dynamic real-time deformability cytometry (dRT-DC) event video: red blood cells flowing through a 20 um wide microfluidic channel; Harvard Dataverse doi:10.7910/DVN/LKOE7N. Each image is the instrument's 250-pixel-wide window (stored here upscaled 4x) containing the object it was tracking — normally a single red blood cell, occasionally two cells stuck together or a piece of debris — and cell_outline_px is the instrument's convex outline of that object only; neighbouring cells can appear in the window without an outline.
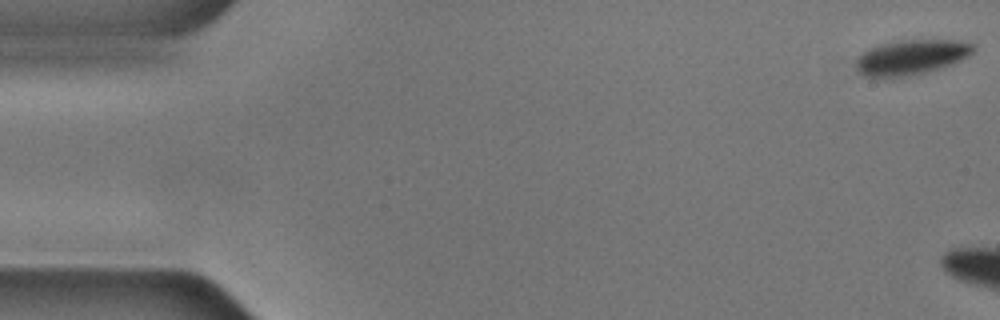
{"species": "common noctule bat (a hibernating species)", "species_latin": "Nyctalus noctula", "temperature_condition": "cold", "stored_images_in_passage": 7, "camera_frame_rate_fps": 3000, "um_per_image_px": 0.085, "animal": {"sex": "male", "body_mass_g": 17.9, "forearm_length_mm": 54.2}, "frame": {"image": 1, "passage_image": 1, "time_ms": 0.0, "image_size_px": [1000, 320], "cell_outline_px": [[976, 48], [968, 56], [952, 64], [924, 72], [908, 76], [876, 80], [864, 76], [856, 72], [856, 56], [872, 48], [884, 44], [900, 40], [960, 40], [976, 44]], "centroid_in_image_um": [77.41, 4.89], "position_along_channel_um": 7.6, "area_um2": 24.28}}